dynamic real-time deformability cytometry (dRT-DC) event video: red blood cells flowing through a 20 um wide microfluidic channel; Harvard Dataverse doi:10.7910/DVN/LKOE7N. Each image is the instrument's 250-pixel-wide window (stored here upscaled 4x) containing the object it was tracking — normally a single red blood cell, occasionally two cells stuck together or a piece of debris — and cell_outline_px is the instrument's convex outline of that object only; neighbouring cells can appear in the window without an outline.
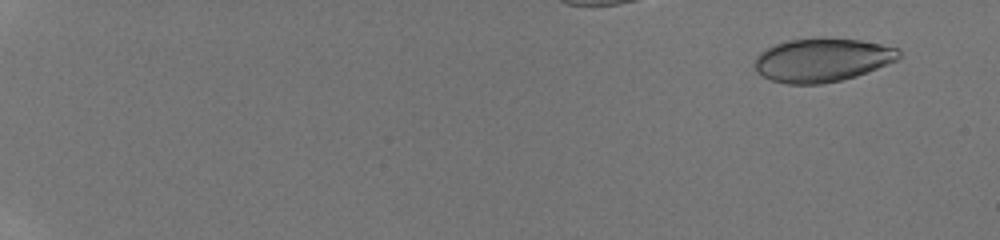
{"species": "human", "species_latin": "Homo sapiens", "temperature_condition": "room temperature", "stored_images_in_passage": 32, "camera_frame_rate_fps": 3000, "um_per_image_px": 0.085, "donor": {"sex": "male"}, "frame": {"image": 1, "passage_image": 3, "time_ms": 1.0, "image_size_px": [1000, 240], "cell_outline_px": [[900, 56], [896, 60], [856, 76], [840, 80], [820, 84], [788, 84], [772, 80], [756, 72], [756, 56], [760, 52], [776, 44], [788, 40], [824, 36], [860, 40], [900, 48]], "centroid_in_image_um": [69.89, 5.07], "position_along_channel_um": 15.1, "area_um2": 36.65}}
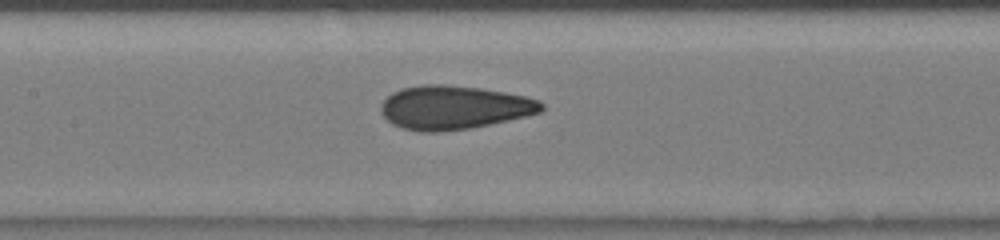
{"frame": {"image": 2, "passage_image": 19, "time_ms": 9.667, "image_size_px": [1000, 240], "cell_outline_px": [[544, 108], [540, 112], [528, 116], [472, 128], [436, 132], [420, 132], [404, 128], [392, 124], [380, 112], [380, 104], [392, 92], [400, 88], [424, 84], [444, 84], [480, 88], [504, 92], [524, 96], [540, 100], [544, 104]], "centroid_in_image_um": [38.58, 9.13], "position_along_channel_um": 168.8, "area_um2": 41.1}}
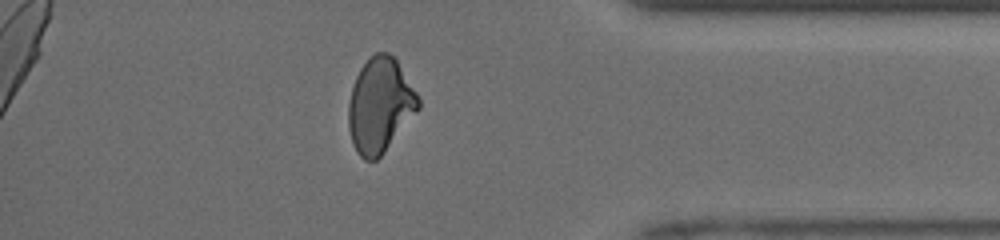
{"frame": {"image": 3, "passage_image": 29, "time_ms": 15.667, "image_size_px": [1000, 240], "cell_outline_px": [[420, 108], [384, 152], [376, 160], [364, 160], [356, 152], [352, 144], [348, 128], [348, 104], [352, 88], [356, 76], [360, 68], [376, 52], [388, 52], [396, 60], [416, 92], [420, 100]], "centroid_in_image_um": [32.28, 8.97], "position_along_channel_um": 402.9, "area_um2": 38.26}, "authors_computed_cell_mechanics": {"area_um2": 38.8994, "velocity_mm_per_s": 4.1745, "shape_relaxation_time_tau1_ms": null, "shape_relaxation_time_tau2_ms": 1.0883, "deformation_change_tau1": null, "deformation_change_tau2": 0.0493}}